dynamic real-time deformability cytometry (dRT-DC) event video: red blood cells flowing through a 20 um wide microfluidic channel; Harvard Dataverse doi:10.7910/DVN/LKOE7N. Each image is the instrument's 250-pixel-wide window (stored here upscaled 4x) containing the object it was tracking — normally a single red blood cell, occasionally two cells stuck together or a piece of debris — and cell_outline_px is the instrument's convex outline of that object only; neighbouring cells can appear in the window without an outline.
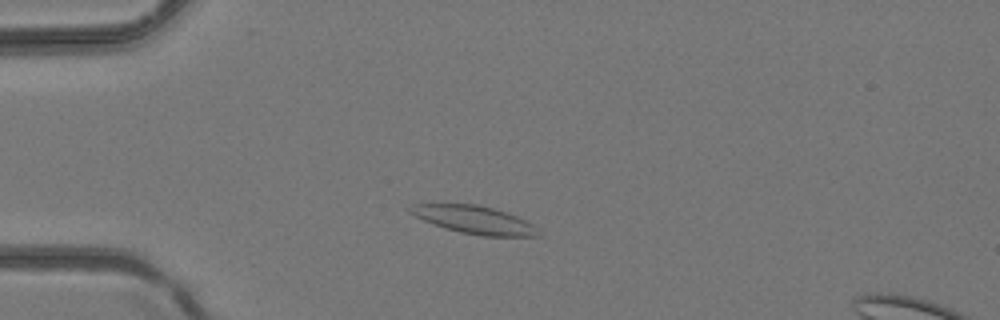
{"species": "common noctule bat (a hibernating species)", "species_latin": "Nyctalus noctula", "temperature_condition": "room temperature", "stored_images_in_passage": 36, "segment_of_instrument_passage": [1, 2], "camera_frame_rate_fps": 3000, "um_per_image_px": 0.085, "animal": {"sex": "female", "body_mass_g": 24.6, "forearm_length_mm": 56.2}, "frame": {"image": 1, "passage_image": 4, "time_ms": 1.0, "image_size_px": [1000, 320], "cell_outline_px": [[540, 236], [484, 236], [460, 232], [444, 228], [424, 220], [408, 212], [408, 208], [412, 204], [476, 204], [492, 208], [516, 216], [532, 224], [536, 228]], "centroid_in_image_um": [40.28, 18.68], "position_along_channel_um": 44.7, "area_um2": 20.46}}
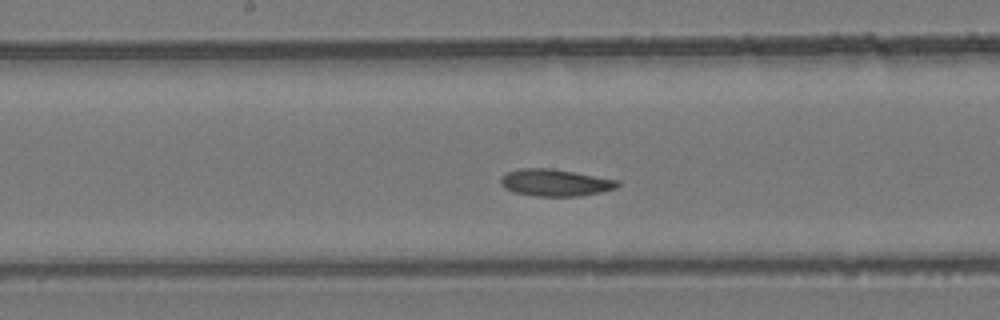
{"frame": {"image": 2, "passage_image": 15, "time_ms": 4.667, "image_size_px": [1000, 320], "cell_outline_px": [[620, 184], [616, 188], [600, 192], [580, 196], [536, 196], [512, 192], [504, 188], [500, 184], [500, 176], [508, 172], [520, 168], [552, 168], [620, 180]], "centroid_in_image_um": [47.17, 15.52], "position_along_channel_um": 201.0, "area_um2": 18.55}}
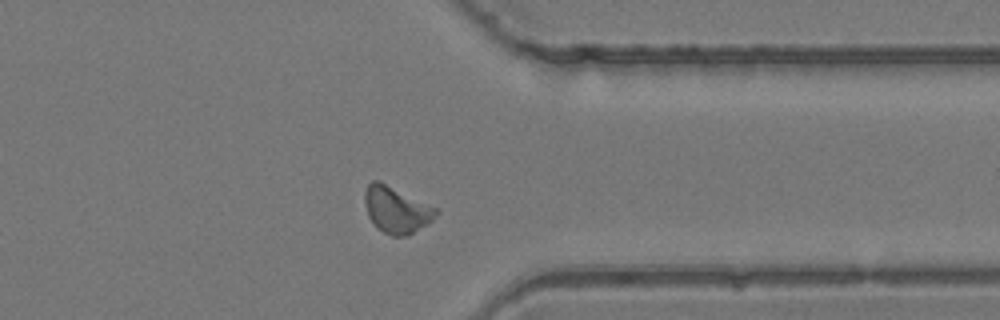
{"frame": {"image": 3, "passage_image": 26, "time_ms": 8.333, "image_size_px": [1000, 320], "cell_outline_px": [[440, 212], [428, 224], [408, 236], [392, 236], [376, 228], [368, 216], [364, 204], [364, 192], [368, 184], [372, 180], [380, 180], [436, 208]], "centroid_in_image_um": [33.67, 17.83], "position_along_channel_um": 377.7, "area_um2": 19.48}}